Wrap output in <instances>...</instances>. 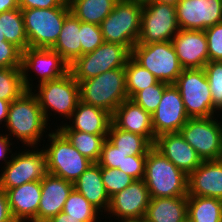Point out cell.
Wrapping results in <instances>:
<instances>
[{"instance_id": "obj_36", "label": "cell", "mask_w": 222, "mask_h": 222, "mask_svg": "<svg viewBox=\"0 0 222 222\" xmlns=\"http://www.w3.org/2000/svg\"><path fill=\"white\" fill-rule=\"evenodd\" d=\"M168 85V83L158 81L156 84L137 92L131 100L153 115L161 102L164 89Z\"/></svg>"}, {"instance_id": "obj_17", "label": "cell", "mask_w": 222, "mask_h": 222, "mask_svg": "<svg viewBox=\"0 0 222 222\" xmlns=\"http://www.w3.org/2000/svg\"><path fill=\"white\" fill-rule=\"evenodd\" d=\"M189 118L179 90L174 84H169L164 89L161 102L152 115L155 137L165 133L179 132Z\"/></svg>"}, {"instance_id": "obj_5", "label": "cell", "mask_w": 222, "mask_h": 222, "mask_svg": "<svg viewBox=\"0 0 222 222\" xmlns=\"http://www.w3.org/2000/svg\"><path fill=\"white\" fill-rule=\"evenodd\" d=\"M80 101L101 108L111 115L129 99L126 92L125 69L109 70L79 83Z\"/></svg>"}, {"instance_id": "obj_25", "label": "cell", "mask_w": 222, "mask_h": 222, "mask_svg": "<svg viewBox=\"0 0 222 222\" xmlns=\"http://www.w3.org/2000/svg\"><path fill=\"white\" fill-rule=\"evenodd\" d=\"M73 185L74 189L81 193L102 216L107 213L111 198L102 182L101 166L98 163H92Z\"/></svg>"}, {"instance_id": "obj_6", "label": "cell", "mask_w": 222, "mask_h": 222, "mask_svg": "<svg viewBox=\"0 0 222 222\" xmlns=\"http://www.w3.org/2000/svg\"><path fill=\"white\" fill-rule=\"evenodd\" d=\"M21 12L29 47L51 49L71 10L66 2L61 7L21 9Z\"/></svg>"}, {"instance_id": "obj_47", "label": "cell", "mask_w": 222, "mask_h": 222, "mask_svg": "<svg viewBox=\"0 0 222 222\" xmlns=\"http://www.w3.org/2000/svg\"><path fill=\"white\" fill-rule=\"evenodd\" d=\"M10 103L11 102L0 99V125L3 124V126H1L3 128H4V124L7 121Z\"/></svg>"}, {"instance_id": "obj_16", "label": "cell", "mask_w": 222, "mask_h": 222, "mask_svg": "<svg viewBox=\"0 0 222 222\" xmlns=\"http://www.w3.org/2000/svg\"><path fill=\"white\" fill-rule=\"evenodd\" d=\"M150 200V193L143 179L134 180L111 197L106 213V216H110L106 218L144 220Z\"/></svg>"}, {"instance_id": "obj_21", "label": "cell", "mask_w": 222, "mask_h": 222, "mask_svg": "<svg viewBox=\"0 0 222 222\" xmlns=\"http://www.w3.org/2000/svg\"><path fill=\"white\" fill-rule=\"evenodd\" d=\"M188 196L222 200V159L203 161L188 175Z\"/></svg>"}, {"instance_id": "obj_20", "label": "cell", "mask_w": 222, "mask_h": 222, "mask_svg": "<svg viewBox=\"0 0 222 222\" xmlns=\"http://www.w3.org/2000/svg\"><path fill=\"white\" fill-rule=\"evenodd\" d=\"M73 189V183L47 173L41 180V198L37 222H47L62 212Z\"/></svg>"}, {"instance_id": "obj_15", "label": "cell", "mask_w": 222, "mask_h": 222, "mask_svg": "<svg viewBox=\"0 0 222 222\" xmlns=\"http://www.w3.org/2000/svg\"><path fill=\"white\" fill-rule=\"evenodd\" d=\"M175 9L180 29L204 31L222 23V0H180Z\"/></svg>"}, {"instance_id": "obj_3", "label": "cell", "mask_w": 222, "mask_h": 222, "mask_svg": "<svg viewBox=\"0 0 222 222\" xmlns=\"http://www.w3.org/2000/svg\"><path fill=\"white\" fill-rule=\"evenodd\" d=\"M36 85L31 92L36 96L46 122L51 121L50 116L53 117V112L54 116L58 115L59 118L66 119L60 122V125L64 124L71 117L80 101L79 83L69 72L59 79Z\"/></svg>"}, {"instance_id": "obj_52", "label": "cell", "mask_w": 222, "mask_h": 222, "mask_svg": "<svg viewBox=\"0 0 222 222\" xmlns=\"http://www.w3.org/2000/svg\"><path fill=\"white\" fill-rule=\"evenodd\" d=\"M128 1L138 2V3H140V4H145V3L150 2V1H152V0H128Z\"/></svg>"}, {"instance_id": "obj_51", "label": "cell", "mask_w": 222, "mask_h": 222, "mask_svg": "<svg viewBox=\"0 0 222 222\" xmlns=\"http://www.w3.org/2000/svg\"><path fill=\"white\" fill-rule=\"evenodd\" d=\"M116 220H118L117 222H141V219H116Z\"/></svg>"}, {"instance_id": "obj_38", "label": "cell", "mask_w": 222, "mask_h": 222, "mask_svg": "<svg viewBox=\"0 0 222 222\" xmlns=\"http://www.w3.org/2000/svg\"><path fill=\"white\" fill-rule=\"evenodd\" d=\"M102 182L108 196L111 198L117 192L125 189L135 179L117 168L101 167Z\"/></svg>"}, {"instance_id": "obj_13", "label": "cell", "mask_w": 222, "mask_h": 222, "mask_svg": "<svg viewBox=\"0 0 222 222\" xmlns=\"http://www.w3.org/2000/svg\"><path fill=\"white\" fill-rule=\"evenodd\" d=\"M142 6L141 30L137 44L171 41L180 30L175 6L153 0Z\"/></svg>"}, {"instance_id": "obj_23", "label": "cell", "mask_w": 222, "mask_h": 222, "mask_svg": "<svg viewBox=\"0 0 222 222\" xmlns=\"http://www.w3.org/2000/svg\"><path fill=\"white\" fill-rule=\"evenodd\" d=\"M72 122V123H71ZM112 123V115L95 106L79 101L68 122L59 125L57 129H72L95 135H108Z\"/></svg>"}, {"instance_id": "obj_4", "label": "cell", "mask_w": 222, "mask_h": 222, "mask_svg": "<svg viewBox=\"0 0 222 222\" xmlns=\"http://www.w3.org/2000/svg\"><path fill=\"white\" fill-rule=\"evenodd\" d=\"M49 130V143L43 145L47 173L74 183L93 163L84 157L56 128Z\"/></svg>"}, {"instance_id": "obj_39", "label": "cell", "mask_w": 222, "mask_h": 222, "mask_svg": "<svg viewBox=\"0 0 222 222\" xmlns=\"http://www.w3.org/2000/svg\"><path fill=\"white\" fill-rule=\"evenodd\" d=\"M81 56L93 52L104 43L100 25L80 21Z\"/></svg>"}, {"instance_id": "obj_22", "label": "cell", "mask_w": 222, "mask_h": 222, "mask_svg": "<svg viewBox=\"0 0 222 222\" xmlns=\"http://www.w3.org/2000/svg\"><path fill=\"white\" fill-rule=\"evenodd\" d=\"M16 222H37L41 181H33L5 191Z\"/></svg>"}, {"instance_id": "obj_40", "label": "cell", "mask_w": 222, "mask_h": 222, "mask_svg": "<svg viewBox=\"0 0 222 222\" xmlns=\"http://www.w3.org/2000/svg\"><path fill=\"white\" fill-rule=\"evenodd\" d=\"M127 156V153H123L106 139L97 163L101 167L117 168L123 171V162L127 159Z\"/></svg>"}, {"instance_id": "obj_31", "label": "cell", "mask_w": 222, "mask_h": 222, "mask_svg": "<svg viewBox=\"0 0 222 222\" xmlns=\"http://www.w3.org/2000/svg\"><path fill=\"white\" fill-rule=\"evenodd\" d=\"M84 157L97 163L107 135H95L72 129H58Z\"/></svg>"}, {"instance_id": "obj_32", "label": "cell", "mask_w": 222, "mask_h": 222, "mask_svg": "<svg viewBox=\"0 0 222 222\" xmlns=\"http://www.w3.org/2000/svg\"><path fill=\"white\" fill-rule=\"evenodd\" d=\"M0 29L6 41L13 43L22 51L29 47L20 8L0 13Z\"/></svg>"}, {"instance_id": "obj_45", "label": "cell", "mask_w": 222, "mask_h": 222, "mask_svg": "<svg viewBox=\"0 0 222 222\" xmlns=\"http://www.w3.org/2000/svg\"><path fill=\"white\" fill-rule=\"evenodd\" d=\"M15 144L12 142V140L4 133H0V161H4L3 166H5L12 158V155L14 154L12 151L14 149H11L10 147ZM10 157H9V155ZM8 158V159H7Z\"/></svg>"}, {"instance_id": "obj_26", "label": "cell", "mask_w": 222, "mask_h": 222, "mask_svg": "<svg viewBox=\"0 0 222 222\" xmlns=\"http://www.w3.org/2000/svg\"><path fill=\"white\" fill-rule=\"evenodd\" d=\"M144 222H187V196L151 198Z\"/></svg>"}, {"instance_id": "obj_28", "label": "cell", "mask_w": 222, "mask_h": 222, "mask_svg": "<svg viewBox=\"0 0 222 222\" xmlns=\"http://www.w3.org/2000/svg\"><path fill=\"white\" fill-rule=\"evenodd\" d=\"M187 222H222V200L187 196Z\"/></svg>"}, {"instance_id": "obj_19", "label": "cell", "mask_w": 222, "mask_h": 222, "mask_svg": "<svg viewBox=\"0 0 222 222\" xmlns=\"http://www.w3.org/2000/svg\"><path fill=\"white\" fill-rule=\"evenodd\" d=\"M153 147L186 175L193 172L203 162L198 153L184 140L180 132L157 136Z\"/></svg>"}, {"instance_id": "obj_24", "label": "cell", "mask_w": 222, "mask_h": 222, "mask_svg": "<svg viewBox=\"0 0 222 222\" xmlns=\"http://www.w3.org/2000/svg\"><path fill=\"white\" fill-rule=\"evenodd\" d=\"M112 122L119 128L146 137L152 144L155 135L152 115L131 99L124 100L112 115Z\"/></svg>"}, {"instance_id": "obj_53", "label": "cell", "mask_w": 222, "mask_h": 222, "mask_svg": "<svg viewBox=\"0 0 222 222\" xmlns=\"http://www.w3.org/2000/svg\"><path fill=\"white\" fill-rule=\"evenodd\" d=\"M0 41L1 42L6 41L4 34L1 32V29H0Z\"/></svg>"}, {"instance_id": "obj_27", "label": "cell", "mask_w": 222, "mask_h": 222, "mask_svg": "<svg viewBox=\"0 0 222 222\" xmlns=\"http://www.w3.org/2000/svg\"><path fill=\"white\" fill-rule=\"evenodd\" d=\"M51 49L69 65L81 56L80 20L72 12L65 17L59 37Z\"/></svg>"}, {"instance_id": "obj_10", "label": "cell", "mask_w": 222, "mask_h": 222, "mask_svg": "<svg viewBox=\"0 0 222 222\" xmlns=\"http://www.w3.org/2000/svg\"><path fill=\"white\" fill-rule=\"evenodd\" d=\"M174 86L179 90L187 115L190 118L221 115L213 106L210 86L204 68L184 69Z\"/></svg>"}, {"instance_id": "obj_35", "label": "cell", "mask_w": 222, "mask_h": 222, "mask_svg": "<svg viewBox=\"0 0 222 222\" xmlns=\"http://www.w3.org/2000/svg\"><path fill=\"white\" fill-rule=\"evenodd\" d=\"M25 91L21 68H0V99L12 102Z\"/></svg>"}, {"instance_id": "obj_12", "label": "cell", "mask_w": 222, "mask_h": 222, "mask_svg": "<svg viewBox=\"0 0 222 222\" xmlns=\"http://www.w3.org/2000/svg\"><path fill=\"white\" fill-rule=\"evenodd\" d=\"M25 148L23 147L24 151L21 152L16 150L11 160L4 167L2 166L0 188L4 191L27 182L41 181L47 174L44 149H39L38 146Z\"/></svg>"}, {"instance_id": "obj_42", "label": "cell", "mask_w": 222, "mask_h": 222, "mask_svg": "<svg viewBox=\"0 0 222 222\" xmlns=\"http://www.w3.org/2000/svg\"><path fill=\"white\" fill-rule=\"evenodd\" d=\"M22 50L8 41H0V68H21Z\"/></svg>"}, {"instance_id": "obj_54", "label": "cell", "mask_w": 222, "mask_h": 222, "mask_svg": "<svg viewBox=\"0 0 222 222\" xmlns=\"http://www.w3.org/2000/svg\"><path fill=\"white\" fill-rule=\"evenodd\" d=\"M114 1L119 3V2H127L128 0H114Z\"/></svg>"}, {"instance_id": "obj_18", "label": "cell", "mask_w": 222, "mask_h": 222, "mask_svg": "<svg viewBox=\"0 0 222 222\" xmlns=\"http://www.w3.org/2000/svg\"><path fill=\"white\" fill-rule=\"evenodd\" d=\"M183 69L204 68L209 62L208 44L203 30H184L171 40Z\"/></svg>"}, {"instance_id": "obj_49", "label": "cell", "mask_w": 222, "mask_h": 222, "mask_svg": "<svg viewBox=\"0 0 222 222\" xmlns=\"http://www.w3.org/2000/svg\"><path fill=\"white\" fill-rule=\"evenodd\" d=\"M47 222H80V220L71 218L69 215L62 211Z\"/></svg>"}, {"instance_id": "obj_34", "label": "cell", "mask_w": 222, "mask_h": 222, "mask_svg": "<svg viewBox=\"0 0 222 222\" xmlns=\"http://www.w3.org/2000/svg\"><path fill=\"white\" fill-rule=\"evenodd\" d=\"M63 212L71 218L80 220V222H102V220L99 219L102 214L75 189L69 194Z\"/></svg>"}, {"instance_id": "obj_9", "label": "cell", "mask_w": 222, "mask_h": 222, "mask_svg": "<svg viewBox=\"0 0 222 222\" xmlns=\"http://www.w3.org/2000/svg\"><path fill=\"white\" fill-rule=\"evenodd\" d=\"M131 57L158 81L174 84L184 70L171 41L136 44Z\"/></svg>"}, {"instance_id": "obj_14", "label": "cell", "mask_w": 222, "mask_h": 222, "mask_svg": "<svg viewBox=\"0 0 222 222\" xmlns=\"http://www.w3.org/2000/svg\"><path fill=\"white\" fill-rule=\"evenodd\" d=\"M69 66L53 49L28 47L22 51L21 70L24 88L26 91H32L33 87L36 86L30 75L33 72L36 74L37 82L42 84L65 76L69 73Z\"/></svg>"}, {"instance_id": "obj_7", "label": "cell", "mask_w": 222, "mask_h": 222, "mask_svg": "<svg viewBox=\"0 0 222 222\" xmlns=\"http://www.w3.org/2000/svg\"><path fill=\"white\" fill-rule=\"evenodd\" d=\"M142 9L138 2L116 3L100 24L104 42L121 44L131 51L140 35Z\"/></svg>"}, {"instance_id": "obj_41", "label": "cell", "mask_w": 222, "mask_h": 222, "mask_svg": "<svg viewBox=\"0 0 222 222\" xmlns=\"http://www.w3.org/2000/svg\"><path fill=\"white\" fill-rule=\"evenodd\" d=\"M208 44L209 61L222 62V23L204 30Z\"/></svg>"}, {"instance_id": "obj_1", "label": "cell", "mask_w": 222, "mask_h": 222, "mask_svg": "<svg viewBox=\"0 0 222 222\" xmlns=\"http://www.w3.org/2000/svg\"><path fill=\"white\" fill-rule=\"evenodd\" d=\"M36 96L31 91H25L19 98L10 103L5 133L12 141L16 139L25 147L39 146L45 141L50 130ZM48 126V127H47ZM47 132V134H46ZM45 133V140L44 138ZM12 138H11V137Z\"/></svg>"}, {"instance_id": "obj_8", "label": "cell", "mask_w": 222, "mask_h": 222, "mask_svg": "<svg viewBox=\"0 0 222 222\" xmlns=\"http://www.w3.org/2000/svg\"><path fill=\"white\" fill-rule=\"evenodd\" d=\"M130 57L131 51L126 46L104 42L93 52L76 58L69 72L80 83L109 70L124 68Z\"/></svg>"}, {"instance_id": "obj_29", "label": "cell", "mask_w": 222, "mask_h": 222, "mask_svg": "<svg viewBox=\"0 0 222 222\" xmlns=\"http://www.w3.org/2000/svg\"><path fill=\"white\" fill-rule=\"evenodd\" d=\"M71 12L84 23L100 25L114 9V0H69Z\"/></svg>"}, {"instance_id": "obj_50", "label": "cell", "mask_w": 222, "mask_h": 222, "mask_svg": "<svg viewBox=\"0 0 222 222\" xmlns=\"http://www.w3.org/2000/svg\"><path fill=\"white\" fill-rule=\"evenodd\" d=\"M153 1L176 6L180 0H153Z\"/></svg>"}, {"instance_id": "obj_11", "label": "cell", "mask_w": 222, "mask_h": 222, "mask_svg": "<svg viewBox=\"0 0 222 222\" xmlns=\"http://www.w3.org/2000/svg\"><path fill=\"white\" fill-rule=\"evenodd\" d=\"M218 118L222 115L189 118L179 131L202 161L222 159V121Z\"/></svg>"}, {"instance_id": "obj_37", "label": "cell", "mask_w": 222, "mask_h": 222, "mask_svg": "<svg viewBox=\"0 0 222 222\" xmlns=\"http://www.w3.org/2000/svg\"><path fill=\"white\" fill-rule=\"evenodd\" d=\"M204 70L209 82L213 106L222 113V62L209 61L204 66Z\"/></svg>"}, {"instance_id": "obj_44", "label": "cell", "mask_w": 222, "mask_h": 222, "mask_svg": "<svg viewBox=\"0 0 222 222\" xmlns=\"http://www.w3.org/2000/svg\"><path fill=\"white\" fill-rule=\"evenodd\" d=\"M66 0H18L20 9L55 8L63 6Z\"/></svg>"}, {"instance_id": "obj_30", "label": "cell", "mask_w": 222, "mask_h": 222, "mask_svg": "<svg viewBox=\"0 0 222 222\" xmlns=\"http://www.w3.org/2000/svg\"><path fill=\"white\" fill-rule=\"evenodd\" d=\"M107 139L123 153L131 155H147L153 144L144 136L119 129L111 123Z\"/></svg>"}, {"instance_id": "obj_46", "label": "cell", "mask_w": 222, "mask_h": 222, "mask_svg": "<svg viewBox=\"0 0 222 222\" xmlns=\"http://www.w3.org/2000/svg\"><path fill=\"white\" fill-rule=\"evenodd\" d=\"M0 222H16L11 214L6 192L0 188Z\"/></svg>"}, {"instance_id": "obj_33", "label": "cell", "mask_w": 222, "mask_h": 222, "mask_svg": "<svg viewBox=\"0 0 222 222\" xmlns=\"http://www.w3.org/2000/svg\"><path fill=\"white\" fill-rule=\"evenodd\" d=\"M126 78V92L131 99L137 92L144 90L158 82L157 78L132 57L124 67Z\"/></svg>"}, {"instance_id": "obj_43", "label": "cell", "mask_w": 222, "mask_h": 222, "mask_svg": "<svg viewBox=\"0 0 222 222\" xmlns=\"http://www.w3.org/2000/svg\"><path fill=\"white\" fill-rule=\"evenodd\" d=\"M147 155H131L123 162V171L135 180L143 179Z\"/></svg>"}, {"instance_id": "obj_2", "label": "cell", "mask_w": 222, "mask_h": 222, "mask_svg": "<svg viewBox=\"0 0 222 222\" xmlns=\"http://www.w3.org/2000/svg\"><path fill=\"white\" fill-rule=\"evenodd\" d=\"M188 175L152 147L147 153L143 181L151 198L188 196Z\"/></svg>"}, {"instance_id": "obj_48", "label": "cell", "mask_w": 222, "mask_h": 222, "mask_svg": "<svg viewBox=\"0 0 222 222\" xmlns=\"http://www.w3.org/2000/svg\"><path fill=\"white\" fill-rule=\"evenodd\" d=\"M19 8L18 0H0V13Z\"/></svg>"}]
</instances>
